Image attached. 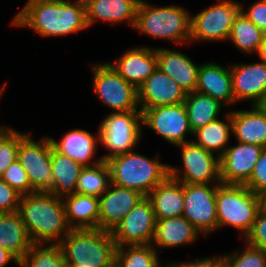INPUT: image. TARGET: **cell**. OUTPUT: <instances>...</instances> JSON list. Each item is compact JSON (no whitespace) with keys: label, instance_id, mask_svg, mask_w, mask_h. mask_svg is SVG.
I'll return each instance as SVG.
<instances>
[{"label":"cell","instance_id":"1","mask_svg":"<svg viewBox=\"0 0 266 267\" xmlns=\"http://www.w3.org/2000/svg\"><path fill=\"white\" fill-rule=\"evenodd\" d=\"M10 24L29 28L44 38L88 29L84 0H27Z\"/></svg>","mask_w":266,"mask_h":267},{"label":"cell","instance_id":"2","mask_svg":"<svg viewBox=\"0 0 266 267\" xmlns=\"http://www.w3.org/2000/svg\"><path fill=\"white\" fill-rule=\"evenodd\" d=\"M17 212L33 244H59L71 230L63 199L53 193L21 195Z\"/></svg>","mask_w":266,"mask_h":267},{"label":"cell","instance_id":"3","mask_svg":"<svg viewBox=\"0 0 266 267\" xmlns=\"http://www.w3.org/2000/svg\"><path fill=\"white\" fill-rule=\"evenodd\" d=\"M159 160V153L150 159L134 150L113 156L106 161L110 168L111 183L148 196L169 176V164Z\"/></svg>","mask_w":266,"mask_h":267},{"label":"cell","instance_id":"4","mask_svg":"<svg viewBox=\"0 0 266 267\" xmlns=\"http://www.w3.org/2000/svg\"><path fill=\"white\" fill-rule=\"evenodd\" d=\"M134 30L153 39L179 45L190 43L191 13L180 6H156L140 0Z\"/></svg>","mask_w":266,"mask_h":267},{"label":"cell","instance_id":"5","mask_svg":"<svg viewBox=\"0 0 266 267\" xmlns=\"http://www.w3.org/2000/svg\"><path fill=\"white\" fill-rule=\"evenodd\" d=\"M59 245L67 265L108 267L115 261L117 246L111 231L71 229Z\"/></svg>","mask_w":266,"mask_h":267},{"label":"cell","instance_id":"6","mask_svg":"<svg viewBox=\"0 0 266 267\" xmlns=\"http://www.w3.org/2000/svg\"><path fill=\"white\" fill-rule=\"evenodd\" d=\"M263 197L245 185L220 183L216 191L217 230L231 226L243 240L251 231Z\"/></svg>","mask_w":266,"mask_h":267},{"label":"cell","instance_id":"7","mask_svg":"<svg viewBox=\"0 0 266 267\" xmlns=\"http://www.w3.org/2000/svg\"><path fill=\"white\" fill-rule=\"evenodd\" d=\"M141 110L111 112L99 124L100 145L108 153L101 156L107 161L113 156L133 151L142 138Z\"/></svg>","mask_w":266,"mask_h":267},{"label":"cell","instance_id":"8","mask_svg":"<svg viewBox=\"0 0 266 267\" xmlns=\"http://www.w3.org/2000/svg\"><path fill=\"white\" fill-rule=\"evenodd\" d=\"M218 1L191 15V43L228 41L233 22L241 12L242 3L235 0Z\"/></svg>","mask_w":266,"mask_h":267},{"label":"cell","instance_id":"9","mask_svg":"<svg viewBox=\"0 0 266 267\" xmlns=\"http://www.w3.org/2000/svg\"><path fill=\"white\" fill-rule=\"evenodd\" d=\"M182 164L175 167L169 164V176L186 184H220V158L193 141L178 144Z\"/></svg>","mask_w":266,"mask_h":267},{"label":"cell","instance_id":"10","mask_svg":"<svg viewBox=\"0 0 266 267\" xmlns=\"http://www.w3.org/2000/svg\"><path fill=\"white\" fill-rule=\"evenodd\" d=\"M91 69L93 91L113 113L140 109L137 88L121 77L108 62L95 63Z\"/></svg>","mask_w":266,"mask_h":267},{"label":"cell","instance_id":"11","mask_svg":"<svg viewBox=\"0 0 266 267\" xmlns=\"http://www.w3.org/2000/svg\"><path fill=\"white\" fill-rule=\"evenodd\" d=\"M31 134L32 132H29L20 141L17 160L25 169L30 185L36 192L54 194V177L51 171V141L49 136L35 141Z\"/></svg>","mask_w":266,"mask_h":267},{"label":"cell","instance_id":"12","mask_svg":"<svg viewBox=\"0 0 266 267\" xmlns=\"http://www.w3.org/2000/svg\"><path fill=\"white\" fill-rule=\"evenodd\" d=\"M140 110L142 126L149 127L153 132L169 142V144L176 146L192 141L191 138L189 140L186 139L188 134L193 137V133L184 102Z\"/></svg>","mask_w":266,"mask_h":267},{"label":"cell","instance_id":"13","mask_svg":"<svg viewBox=\"0 0 266 267\" xmlns=\"http://www.w3.org/2000/svg\"><path fill=\"white\" fill-rule=\"evenodd\" d=\"M219 184L184 183L183 216L201 233L217 230L216 191Z\"/></svg>","mask_w":266,"mask_h":267},{"label":"cell","instance_id":"14","mask_svg":"<svg viewBox=\"0 0 266 267\" xmlns=\"http://www.w3.org/2000/svg\"><path fill=\"white\" fill-rule=\"evenodd\" d=\"M156 218L151 200L143 197L111 231L117 247L151 244Z\"/></svg>","mask_w":266,"mask_h":267},{"label":"cell","instance_id":"15","mask_svg":"<svg viewBox=\"0 0 266 267\" xmlns=\"http://www.w3.org/2000/svg\"><path fill=\"white\" fill-rule=\"evenodd\" d=\"M262 149L256 144L241 142L229 145L220 158L221 183L245 185Z\"/></svg>","mask_w":266,"mask_h":267},{"label":"cell","instance_id":"16","mask_svg":"<svg viewBox=\"0 0 266 267\" xmlns=\"http://www.w3.org/2000/svg\"><path fill=\"white\" fill-rule=\"evenodd\" d=\"M233 95L235 102L251 101V105H260L266 96V64L252 62L230 64Z\"/></svg>","mask_w":266,"mask_h":267},{"label":"cell","instance_id":"17","mask_svg":"<svg viewBox=\"0 0 266 267\" xmlns=\"http://www.w3.org/2000/svg\"><path fill=\"white\" fill-rule=\"evenodd\" d=\"M143 197L137 190L110 183L99 197L98 228L112 231Z\"/></svg>","mask_w":266,"mask_h":267},{"label":"cell","instance_id":"18","mask_svg":"<svg viewBox=\"0 0 266 267\" xmlns=\"http://www.w3.org/2000/svg\"><path fill=\"white\" fill-rule=\"evenodd\" d=\"M137 91L140 109L183 103L187 95L176 81L158 67Z\"/></svg>","mask_w":266,"mask_h":267},{"label":"cell","instance_id":"19","mask_svg":"<svg viewBox=\"0 0 266 267\" xmlns=\"http://www.w3.org/2000/svg\"><path fill=\"white\" fill-rule=\"evenodd\" d=\"M113 69L128 83L138 87L157 69V53L155 48L138 46L126 49L114 64L108 62Z\"/></svg>","mask_w":266,"mask_h":267},{"label":"cell","instance_id":"20","mask_svg":"<svg viewBox=\"0 0 266 267\" xmlns=\"http://www.w3.org/2000/svg\"><path fill=\"white\" fill-rule=\"evenodd\" d=\"M95 134L84 129L76 128L66 132L59 141L53 137H49V139L52 147L57 152L67 155L85 167L93 166L104 161L102 157L94 160L97 151L96 147L100 144L99 129Z\"/></svg>","mask_w":266,"mask_h":267},{"label":"cell","instance_id":"21","mask_svg":"<svg viewBox=\"0 0 266 267\" xmlns=\"http://www.w3.org/2000/svg\"><path fill=\"white\" fill-rule=\"evenodd\" d=\"M195 91L211 96L223 105H234L230 64L228 67L213 61L200 64Z\"/></svg>","mask_w":266,"mask_h":267},{"label":"cell","instance_id":"22","mask_svg":"<svg viewBox=\"0 0 266 267\" xmlns=\"http://www.w3.org/2000/svg\"><path fill=\"white\" fill-rule=\"evenodd\" d=\"M157 67L182 87L186 93L196 89L199 64H195L186 54L170 48L155 47Z\"/></svg>","mask_w":266,"mask_h":267},{"label":"cell","instance_id":"23","mask_svg":"<svg viewBox=\"0 0 266 267\" xmlns=\"http://www.w3.org/2000/svg\"><path fill=\"white\" fill-rule=\"evenodd\" d=\"M84 2L88 28L99 20L113 25L126 21L134 29L140 0H84Z\"/></svg>","mask_w":266,"mask_h":267},{"label":"cell","instance_id":"24","mask_svg":"<svg viewBox=\"0 0 266 267\" xmlns=\"http://www.w3.org/2000/svg\"><path fill=\"white\" fill-rule=\"evenodd\" d=\"M250 110H230L232 135L236 142L256 144L266 148V112L260 105Z\"/></svg>","mask_w":266,"mask_h":267},{"label":"cell","instance_id":"25","mask_svg":"<svg viewBox=\"0 0 266 267\" xmlns=\"http://www.w3.org/2000/svg\"><path fill=\"white\" fill-rule=\"evenodd\" d=\"M201 234L184 216L156 220L151 245L158 250L192 244Z\"/></svg>","mask_w":266,"mask_h":267},{"label":"cell","instance_id":"26","mask_svg":"<svg viewBox=\"0 0 266 267\" xmlns=\"http://www.w3.org/2000/svg\"><path fill=\"white\" fill-rule=\"evenodd\" d=\"M147 197L152 202L156 220L183 216L184 183L168 176Z\"/></svg>","mask_w":266,"mask_h":267},{"label":"cell","instance_id":"27","mask_svg":"<svg viewBox=\"0 0 266 267\" xmlns=\"http://www.w3.org/2000/svg\"><path fill=\"white\" fill-rule=\"evenodd\" d=\"M66 220L71 229H97L99 198L78 193L62 197Z\"/></svg>","mask_w":266,"mask_h":267},{"label":"cell","instance_id":"28","mask_svg":"<svg viewBox=\"0 0 266 267\" xmlns=\"http://www.w3.org/2000/svg\"><path fill=\"white\" fill-rule=\"evenodd\" d=\"M32 245L19 213H0V247L11 253L19 262Z\"/></svg>","mask_w":266,"mask_h":267},{"label":"cell","instance_id":"29","mask_svg":"<svg viewBox=\"0 0 266 267\" xmlns=\"http://www.w3.org/2000/svg\"><path fill=\"white\" fill-rule=\"evenodd\" d=\"M224 120L218 118L195 131L193 136L196 137V140H192L195 144L215 154L219 158H221L226 151L229 145L230 135H232L230 111L226 113Z\"/></svg>","mask_w":266,"mask_h":267},{"label":"cell","instance_id":"30","mask_svg":"<svg viewBox=\"0 0 266 267\" xmlns=\"http://www.w3.org/2000/svg\"><path fill=\"white\" fill-rule=\"evenodd\" d=\"M184 105L192 133L218 119L223 104L206 94L193 91L188 92Z\"/></svg>","mask_w":266,"mask_h":267},{"label":"cell","instance_id":"31","mask_svg":"<svg viewBox=\"0 0 266 267\" xmlns=\"http://www.w3.org/2000/svg\"><path fill=\"white\" fill-rule=\"evenodd\" d=\"M82 168L81 164L52 147L51 171L54 177V195L63 197L75 193Z\"/></svg>","mask_w":266,"mask_h":267},{"label":"cell","instance_id":"32","mask_svg":"<svg viewBox=\"0 0 266 267\" xmlns=\"http://www.w3.org/2000/svg\"><path fill=\"white\" fill-rule=\"evenodd\" d=\"M264 36L265 33L240 12L233 22L228 41L242 53L257 54Z\"/></svg>","mask_w":266,"mask_h":267},{"label":"cell","instance_id":"33","mask_svg":"<svg viewBox=\"0 0 266 267\" xmlns=\"http://www.w3.org/2000/svg\"><path fill=\"white\" fill-rule=\"evenodd\" d=\"M111 183L110 168L106 161L82 168L75 193L100 197Z\"/></svg>","mask_w":266,"mask_h":267},{"label":"cell","instance_id":"34","mask_svg":"<svg viewBox=\"0 0 266 267\" xmlns=\"http://www.w3.org/2000/svg\"><path fill=\"white\" fill-rule=\"evenodd\" d=\"M159 258L158 251L151 244L117 247L115 253L119 267H160Z\"/></svg>","mask_w":266,"mask_h":267},{"label":"cell","instance_id":"35","mask_svg":"<svg viewBox=\"0 0 266 267\" xmlns=\"http://www.w3.org/2000/svg\"><path fill=\"white\" fill-rule=\"evenodd\" d=\"M18 267H67L59 244H33Z\"/></svg>","mask_w":266,"mask_h":267},{"label":"cell","instance_id":"36","mask_svg":"<svg viewBox=\"0 0 266 267\" xmlns=\"http://www.w3.org/2000/svg\"><path fill=\"white\" fill-rule=\"evenodd\" d=\"M6 126L0 133V177L18 158L20 141L28 134Z\"/></svg>","mask_w":266,"mask_h":267},{"label":"cell","instance_id":"37","mask_svg":"<svg viewBox=\"0 0 266 267\" xmlns=\"http://www.w3.org/2000/svg\"><path fill=\"white\" fill-rule=\"evenodd\" d=\"M243 243V250L224 254L226 267H266V252Z\"/></svg>","mask_w":266,"mask_h":267},{"label":"cell","instance_id":"38","mask_svg":"<svg viewBox=\"0 0 266 267\" xmlns=\"http://www.w3.org/2000/svg\"><path fill=\"white\" fill-rule=\"evenodd\" d=\"M1 178L21 195L36 192L31 187L28 175L18 160L8 166Z\"/></svg>","mask_w":266,"mask_h":267},{"label":"cell","instance_id":"39","mask_svg":"<svg viewBox=\"0 0 266 267\" xmlns=\"http://www.w3.org/2000/svg\"><path fill=\"white\" fill-rule=\"evenodd\" d=\"M266 252V204L262 202L249 234L242 242Z\"/></svg>","mask_w":266,"mask_h":267},{"label":"cell","instance_id":"40","mask_svg":"<svg viewBox=\"0 0 266 267\" xmlns=\"http://www.w3.org/2000/svg\"><path fill=\"white\" fill-rule=\"evenodd\" d=\"M245 186L259 196L266 195V148H263Z\"/></svg>","mask_w":266,"mask_h":267},{"label":"cell","instance_id":"41","mask_svg":"<svg viewBox=\"0 0 266 267\" xmlns=\"http://www.w3.org/2000/svg\"><path fill=\"white\" fill-rule=\"evenodd\" d=\"M21 194L0 177V213L18 211Z\"/></svg>","mask_w":266,"mask_h":267},{"label":"cell","instance_id":"42","mask_svg":"<svg viewBox=\"0 0 266 267\" xmlns=\"http://www.w3.org/2000/svg\"><path fill=\"white\" fill-rule=\"evenodd\" d=\"M241 12L259 29L266 33V0H257L245 8L242 3Z\"/></svg>","mask_w":266,"mask_h":267},{"label":"cell","instance_id":"43","mask_svg":"<svg viewBox=\"0 0 266 267\" xmlns=\"http://www.w3.org/2000/svg\"><path fill=\"white\" fill-rule=\"evenodd\" d=\"M174 263L177 267H226L224 255Z\"/></svg>","mask_w":266,"mask_h":267},{"label":"cell","instance_id":"44","mask_svg":"<svg viewBox=\"0 0 266 267\" xmlns=\"http://www.w3.org/2000/svg\"><path fill=\"white\" fill-rule=\"evenodd\" d=\"M10 261L18 266V260L7 250L0 247V267H5Z\"/></svg>","mask_w":266,"mask_h":267},{"label":"cell","instance_id":"45","mask_svg":"<svg viewBox=\"0 0 266 267\" xmlns=\"http://www.w3.org/2000/svg\"><path fill=\"white\" fill-rule=\"evenodd\" d=\"M257 56L259 57L261 62H264L266 64V33L264 36L263 43L261 44L259 51L257 53Z\"/></svg>","mask_w":266,"mask_h":267},{"label":"cell","instance_id":"46","mask_svg":"<svg viewBox=\"0 0 266 267\" xmlns=\"http://www.w3.org/2000/svg\"><path fill=\"white\" fill-rule=\"evenodd\" d=\"M6 86H7V82H5V84H3V85L0 87V98H1L2 93L4 92V90L6 89Z\"/></svg>","mask_w":266,"mask_h":267},{"label":"cell","instance_id":"47","mask_svg":"<svg viewBox=\"0 0 266 267\" xmlns=\"http://www.w3.org/2000/svg\"><path fill=\"white\" fill-rule=\"evenodd\" d=\"M260 106L266 112V96H265L263 102L260 104Z\"/></svg>","mask_w":266,"mask_h":267},{"label":"cell","instance_id":"48","mask_svg":"<svg viewBox=\"0 0 266 267\" xmlns=\"http://www.w3.org/2000/svg\"><path fill=\"white\" fill-rule=\"evenodd\" d=\"M160 267H177V265L174 263V262H172V263H166V266L165 265H161Z\"/></svg>","mask_w":266,"mask_h":267},{"label":"cell","instance_id":"49","mask_svg":"<svg viewBox=\"0 0 266 267\" xmlns=\"http://www.w3.org/2000/svg\"><path fill=\"white\" fill-rule=\"evenodd\" d=\"M108 267H119V265L114 261L111 265H109Z\"/></svg>","mask_w":266,"mask_h":267},{"label":"cell","instance_id":"50","mask_svg":"<svg viewBox=\"0 0 266 267\" xmlns=\"http://www.w3.org/2000/svg\"><path fill=\"white\" fill-rule=\"evenodd\" d=\"M67 267H82V266H79V265H67Z\"/></svg>","mask_w":266,"mask_h":267},{"label":"cell","instance_id":"51","mask_svg":"<svg viewBox=\"0 0 266 267\" xmlns=\"http://www.w3.org/2000/svg\"><path fill=\"white\" fill-rule=\"evenodd\" d=\"M6 126L4 125V126H1L0 125V133L2 132V130L5 128Z\"/></svg>","mask_w":266,"mask_h":267},{"label":"cell","instance_id":"52","mask_svg":"<svg viewBox=\"0 0 266 267\" xmlns=\"http://www.w3.org/2000/svg\"><path fill=\"white\" fill-rule=\"evenodd\" d=\"M263 202L266 204V195L263 196Z\"/></svg>","mask_w":266,"mask_h":267}]
</instances>
